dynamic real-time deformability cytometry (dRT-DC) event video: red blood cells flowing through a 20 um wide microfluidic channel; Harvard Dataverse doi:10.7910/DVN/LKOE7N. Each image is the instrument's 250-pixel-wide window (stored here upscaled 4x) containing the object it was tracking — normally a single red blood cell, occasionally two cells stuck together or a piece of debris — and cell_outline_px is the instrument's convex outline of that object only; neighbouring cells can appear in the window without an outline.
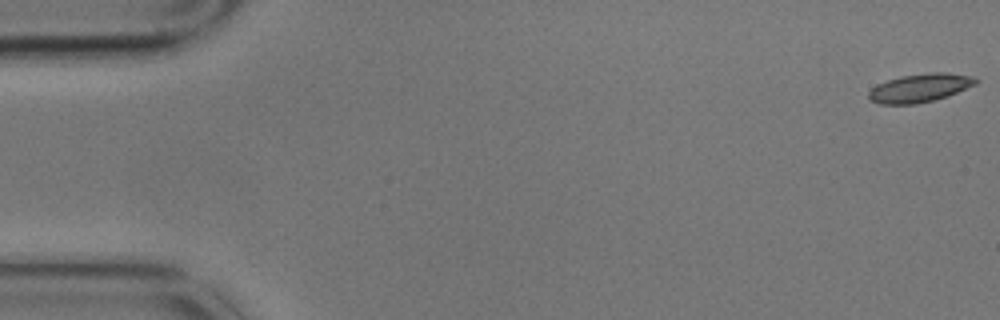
{"species": "common noctule bat (a hibernating species)", "species_latin": "Nyctalus noctula", "temperature_condition": "cold", "stored_images_in_passage": 6, "camera_frame_rate_fps": 3000, "um_per_image_px": 0.085, "animal": {"sex": "male", "body_mass_g": 17.9}, "frame": {"image": 1, "passage_image": 1, "time_ms": 0.0, "image_size_px": [1000, 320], "cell_outline_px": [[980, 80], [976, 84], [948, 96], [916, 104], [880, 104], [868, 100], [868, 92], [876, 84], [900, 76], [932, 72], [948, 72], [972, 76]], "centroid_in_image_um": [78.18, 7.47], "position_along_channel_um": 6.8, "area_um2": 17.86}}
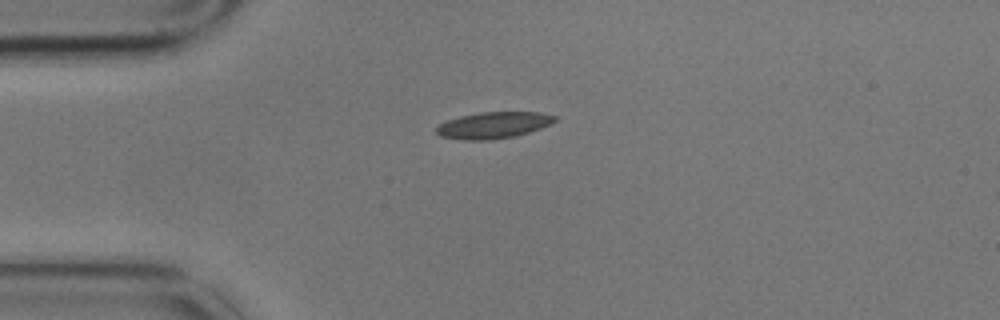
{"frame": {"image": 2, "passage_image": 5, "time_ms": 1.333, "image_size_px": [1000, 320], "cell_outline_px": [[556, 120], [552, 124], [516, 136], [488, 140], [464, 140], [440, 136], [436, 132], [436, 128], [440, 124], [448, 120], [460, 116], [480, 112], [540, 112], [556, 116]], "centroid_in_image_um": [41.95, 10.64], "position_along_channel_um": 43.0, "area_um2": 18.21}}